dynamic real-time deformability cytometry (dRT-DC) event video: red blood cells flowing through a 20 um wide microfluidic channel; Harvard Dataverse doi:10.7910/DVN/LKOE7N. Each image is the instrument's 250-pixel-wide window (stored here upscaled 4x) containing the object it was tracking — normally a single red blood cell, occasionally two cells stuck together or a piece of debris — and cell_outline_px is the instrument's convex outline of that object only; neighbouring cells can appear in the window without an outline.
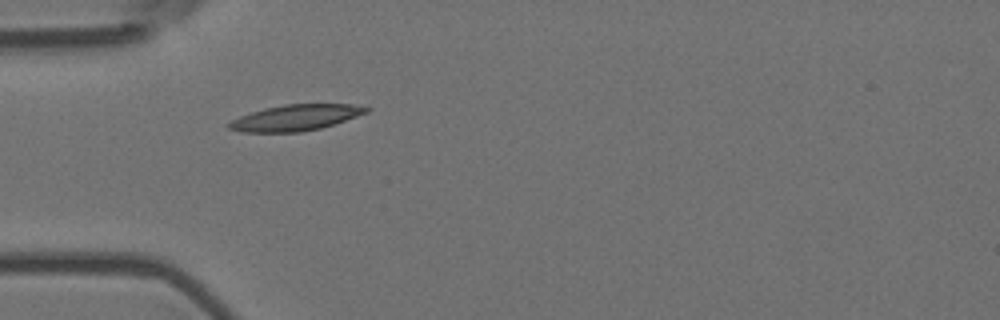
{"species": "Egyptian fruit bat (a non-hibernating species)", "species_latin": "Rousettus aegyptiacus", "temperature_condition": "room temperature", "stored_images_in_passage": 14, "camera_frame_rate_fps": 3000, "um_per_image_px": 0.085, "animal": {"sex": "female"}, "frame": {"image": 1, "passage_image": 4, "time_ms": 1.0, "image_size_px": [1000, 320], "cell_outline_px": [[372, 108], [368, 112], [320, 128], [300, 132], [240, 132], [228, 128], [228, 124], [232, 120], [240, 116], [264, 108], [284, 104], [352, 104]], "centroid_in_image_um": [25.11, 10.0], "position_along_channel_um": 59.9, "area_um2": 20.58}}
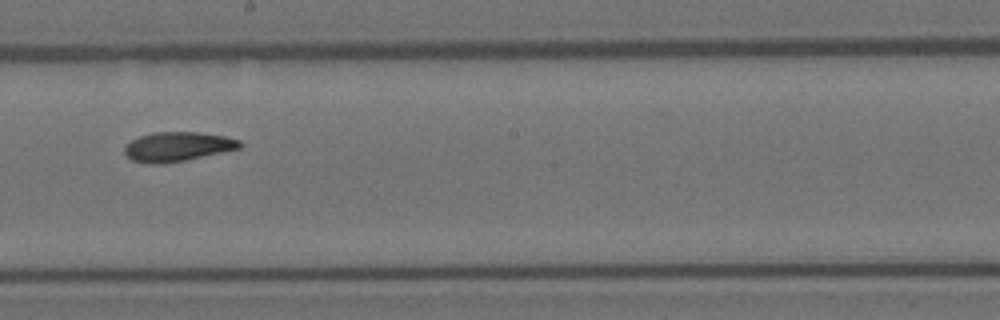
{"frame": {"image": 2, "passage_image": 8, "time_ms": 2.333, "image_size_px": [1000, 320], "cell_outline_px": [[244, 144], [240, 148], [188, 160], [164, 164], [152, 164], [132, 160], [124, 152], [124, 144], [140, 136], [156, 132], [196, 132], [224, 136], [240, 140]], "centroid_in_image_um": [15.1, 12.47], "position_along_channel_um": 233.1, "area_um2": 19.83}}
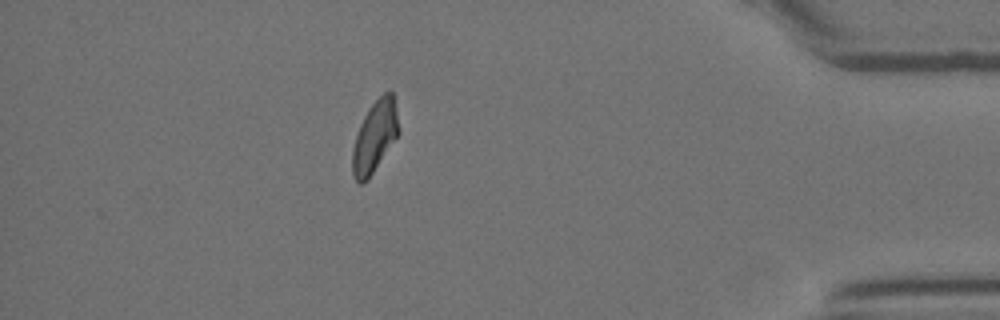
{"frame": {"image": 3, "passage_image": 13, "time_ms": 4.0, "image_size_px": [1000, 320], "cell_outline_px": [[400, 132], [372, 172], [360, 184], [352, 176], [352, 148], [360, 124], [368, 108], [384, 92], [392, 92]], "centroid_in_image_um": [31.83, 11.59], "position_along_channel_um": 403.4, "area_um2": 18.67}}